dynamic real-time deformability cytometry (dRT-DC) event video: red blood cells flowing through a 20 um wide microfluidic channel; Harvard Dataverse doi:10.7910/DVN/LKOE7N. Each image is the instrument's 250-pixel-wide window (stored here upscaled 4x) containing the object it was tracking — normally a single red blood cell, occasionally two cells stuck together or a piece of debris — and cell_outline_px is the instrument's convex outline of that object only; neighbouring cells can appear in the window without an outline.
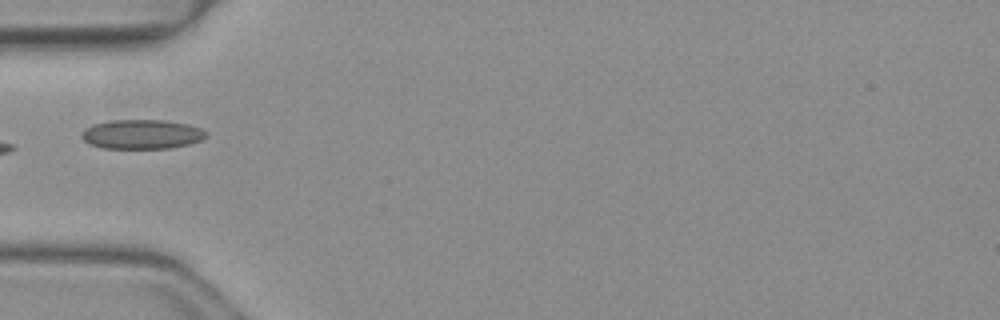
{"species": "common noctule bat (a hibernating species)", "species_latin": "Nyctalus noctula", "temperature_condition": "warm", "stored_images_in_passage": 27, "camera_frame_rate_fps": 3000, "um_per_image_px": 0.085, "animal": {"sex": "female", "body_mass_g": 19.3, "forearm_length_mm": 54.1}, "frame": {"image": 1, "passage_image": 1, "time_ms": 0.0, "image_size_px": [1000, 320], "cell_outline_px": [[208, 136], [200, 140], [188, 144], [168, 148], [104, 148], [88, 144], [80, 136], [80, 132], [84, 128], [92, 124], [108, 120], [164, 120], [188, 124], [200, 128], [208, 132]], "centroid_in_image_um": [12.01, 11.4], "position_along_channel_um": 73.0, "area_um2": 21.5}}